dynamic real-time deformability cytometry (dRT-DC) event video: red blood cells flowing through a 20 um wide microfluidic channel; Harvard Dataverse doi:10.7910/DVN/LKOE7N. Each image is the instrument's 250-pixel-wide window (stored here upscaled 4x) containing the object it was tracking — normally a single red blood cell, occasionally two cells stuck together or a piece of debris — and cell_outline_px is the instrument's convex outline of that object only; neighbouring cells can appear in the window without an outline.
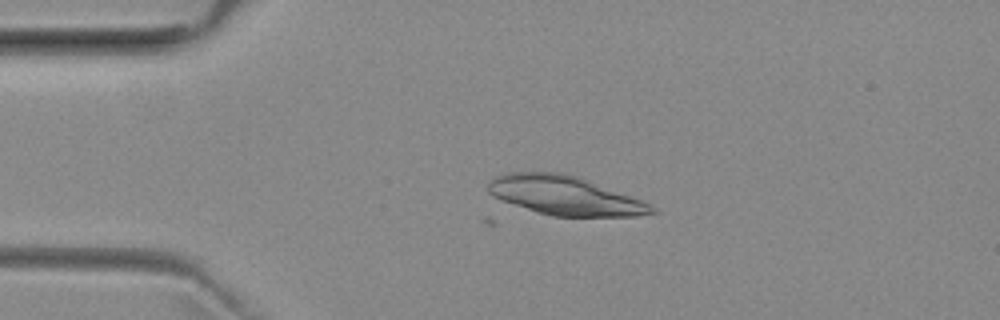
{"species": "common noctule bat (a hibernating species)", "species_latin": "Nyctalus noctula", "temperature_condition": "room temperature", "stored_images_in_passage": 3, "camera_frame_rate_fps": 3000, "um_per_image_px": 0.085, "animal": {"sex": "female", "body_mass_g": 29.2, "forearm_length_mm": 56.3}, "frame": {"image": 1, "passage_image": 1, "time_ms": 0.0, "image_size_px": [1000, 320], "cell_outline_px": [[660, 212], [636, 216], [552, 216], [536, 212], [500, 200], [492, 196], [488, 192], [488, 180], [504, 172], [564, 172], [580, 176], [640, 200], [656, 208]], "centroid_in_image_um": [47.97, 16.6], "position_along_channel_um": 37.0, "area_um2": 37.4}}